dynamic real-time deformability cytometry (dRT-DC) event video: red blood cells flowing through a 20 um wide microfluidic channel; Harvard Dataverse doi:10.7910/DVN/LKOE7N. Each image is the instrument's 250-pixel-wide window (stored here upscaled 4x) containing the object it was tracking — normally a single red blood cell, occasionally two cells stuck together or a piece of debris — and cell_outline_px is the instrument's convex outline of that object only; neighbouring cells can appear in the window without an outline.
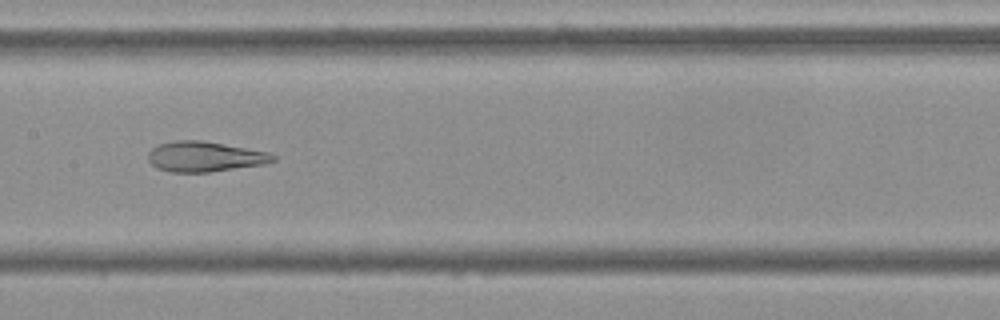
{"species": "Egyptian fruit bat (a non-hibernating species)", "species_latin": "Rousettus aegyptiacus", "temperature_condition": "cold", "stored_images_in_passage": 44, "camera_frame_rate_fps": 3000, "um_per_image_px": 0.085, "frame": {"image": 1, "passage_image": 17, "time_ms": 5.333, "image_size_px": [1000, 320], "cell_outline_px": [[276, 160], [264, 164], [208, 172], [168, 172], [156, 168], [148, 160], [148, 152], [152, 148], [160, 144], [176, 140], [200, 140], [224, 144], [268, 152], [276, 156]], "centroid_in_image_um": [17.38, 13.31], "position_along_channel_um": 190.0, "area_um2": 21.91}}
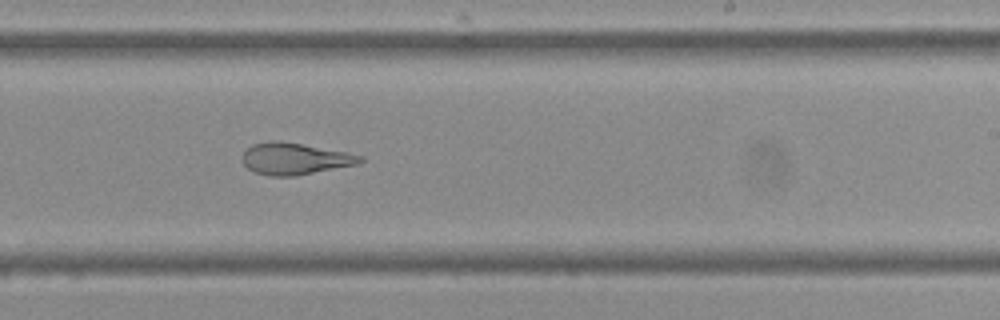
{"frame": {"image": 2, "passage_image": 23, "time_ms": 7.333, "image_size_px": [1000, 320], "cell_outline_px": [[364, 160], [360, 164], [296, 176], [272, 176], [256, 172], [248, 168], [244, 164], [240, 156], [252, 144], [272, 140], [280, 140], [344, 152], [364, 156]], "centroid_in_image_um": [25.06, 13.49], "position_along_channel_um": 263.9, "area_um2": 21.79}}
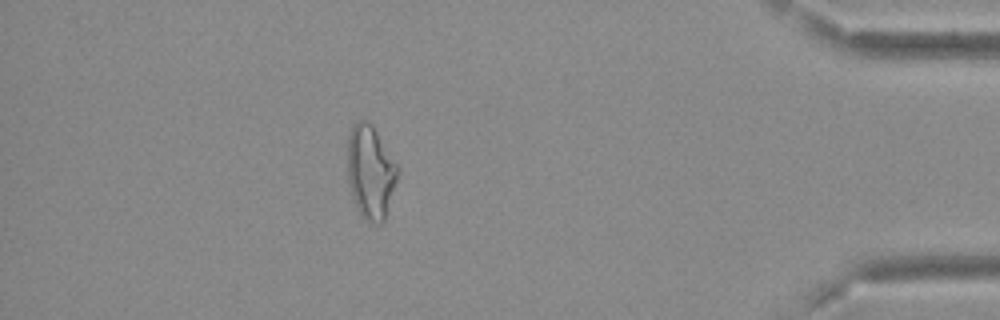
{"frame": {"image": 3, "passage_image": 38, "time_ms": 12.333, "image_size_px": [1000, 320], "cell_outline_px": [[400, 168], [384, 220], [380, 224], [372, 224], [360, 216], [356, 208], [348, 184], [348, 136], [352, 124], [356, 120], [368, 120], [372, 124]], "centroid_in_image_um": [31.48, 14.61], "position_along_channel_um": 403.7, "area_um2": 27.57}, "authors_computed_cell_mechanics": {"area_um2": 24.9985, "velocity_mm_per_s": 3.7145, "shape_relaxation_time_tau1_ms": null, "shape_relaxation_time_tau2_ms": 2.2901, "deformation_change_tau1": null, "deformation_change_tau2": 0.1074}}